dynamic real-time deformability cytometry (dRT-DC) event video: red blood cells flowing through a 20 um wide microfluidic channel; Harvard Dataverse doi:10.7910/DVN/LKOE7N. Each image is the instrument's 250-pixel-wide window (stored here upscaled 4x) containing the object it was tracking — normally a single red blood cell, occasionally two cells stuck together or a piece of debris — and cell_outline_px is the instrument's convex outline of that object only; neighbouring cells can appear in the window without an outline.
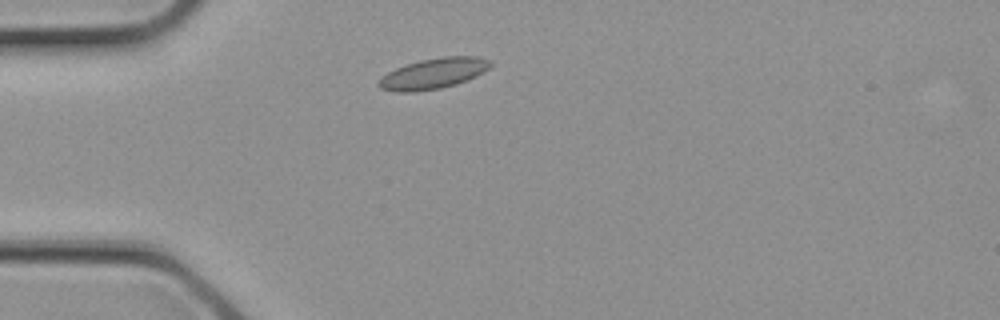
{"species": "common noctule bat (a hibernating species)", "species_latin": "Nyctalus noctula", "temperature_condition": "cold", "stored_images_in_passage": 3, "camera_frame_rate_fps": 3000, "um_per_image_px": 0.085, "animal": {"sex": "female", "body_mass_g": 21.9}, "frame": {"image": 1, "passage_image": 3, "time_ms": 0.667, "image_size_px": [1000, 320], "cell_outline_px": [[492, 64], [484, 72], [476, 76], [456, 84], [440, 88], [412, 92], [396, 92], [380, 88], [376, 84], [388, 72], [396, 68], [420, 60], [444, 56], [476, 56], [492, 60]], "centroid_in_image_um": [36.87, 6.24], "position_along_channel_um": 48.1, "area_um2": 19.83}}